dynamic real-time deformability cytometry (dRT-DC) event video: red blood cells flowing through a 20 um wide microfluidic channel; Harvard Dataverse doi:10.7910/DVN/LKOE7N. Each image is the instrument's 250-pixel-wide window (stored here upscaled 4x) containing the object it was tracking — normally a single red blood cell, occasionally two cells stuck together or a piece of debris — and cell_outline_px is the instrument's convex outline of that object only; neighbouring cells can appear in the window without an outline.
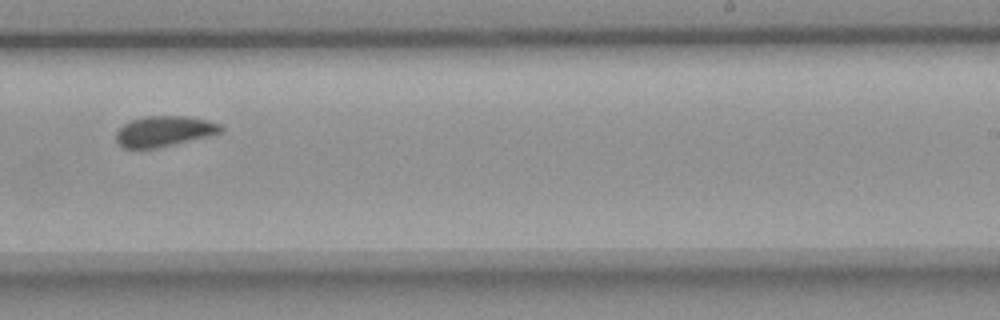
{"species": "common noctule bat (a hibernating species)", "species_latin": "Nyctalus noctula", "temperature_condition": "room temperature", "stored_images_in_passage": 13, "camera_frame_rate_fps": 3000, "um_per_image_px": 0.085, "animal": {"sex": "female", "body_mass_g": 18.4}, "frame": {"image": 1, "passage_image": 8, "time_ms": 9.0, "image_size_px": [1000, 320], "cell_outline_px": [[224, 132], [208, 136], [156, 148], [124, 148], [116, 140], [116, 132], [124, 124], [132, 120], [144, 116], [192, 116], [208, 120], [220, 124], [224, 128]], "centroid_in_image_um": [13.99, 11.14], "position_along_channel_um": 275.0, "area_um2": 18.61}}
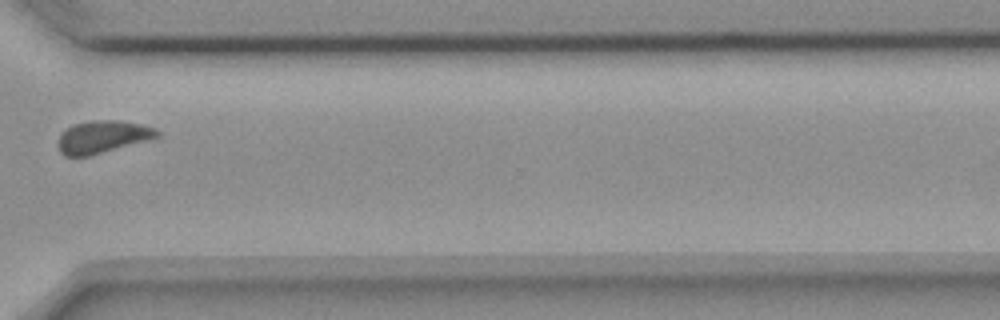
{"frame": {"image": 2, "passage_image": 10, "time_ms": 11.333, "image_size_px": [1000, 320], "cell_outline_px": [[160, 136], [148, 140], [88, 156], [64, 156], [60, 152], [56, 144], [60, 136], [72, 124], [92, 120], [116, 120], [140, 124], [156, 128], [160, 132]], "centroid_in_image_um": [8.71, 11.63], "position_along_channel_um": 361.9, "area_um2": 18.67}}